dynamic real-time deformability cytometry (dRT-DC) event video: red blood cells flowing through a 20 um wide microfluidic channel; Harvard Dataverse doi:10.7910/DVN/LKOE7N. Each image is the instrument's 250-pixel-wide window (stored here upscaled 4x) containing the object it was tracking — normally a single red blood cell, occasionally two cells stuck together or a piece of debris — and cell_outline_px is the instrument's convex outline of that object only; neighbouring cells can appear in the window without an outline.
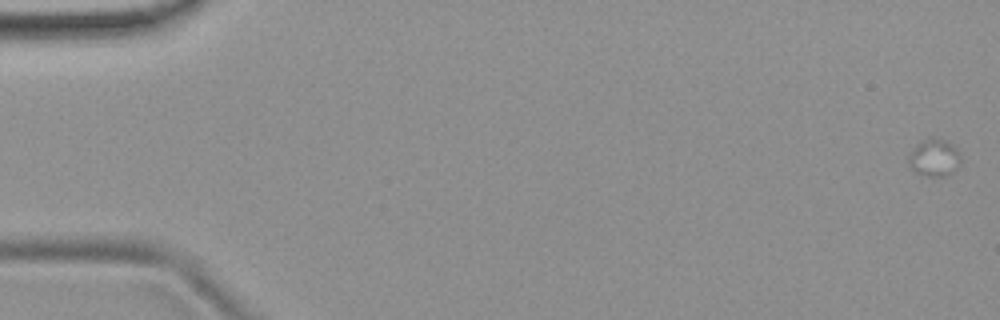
{"species": "common noctule bat (a hibernating species)", "species_latin": "Nyctalus noctula", "temperature_condition": "room temperature", "stored_images_in_passage": 4, "camera_frame_rate_fps": 3000, "um_per_image_px": 0.085, "animal": {"sex": "female", "body_mass_g": 19.9}, "frame": {"image": 1, "passage_image": 1, "time_ms": 0.0, "image_size_px": [1000, 320], "cell_outline_px": [[960, 164], [956, 168], [944, 176], [924, 176], [916, 172], [908, 164], [908, 156], [912, 148], [924, 140], [944, 140], [956, 148], [960, 160]], "centroid_in_image_um": [79.37, 13.44], "position_along_channel_um": 5.6, "area_um2": 10.87}}